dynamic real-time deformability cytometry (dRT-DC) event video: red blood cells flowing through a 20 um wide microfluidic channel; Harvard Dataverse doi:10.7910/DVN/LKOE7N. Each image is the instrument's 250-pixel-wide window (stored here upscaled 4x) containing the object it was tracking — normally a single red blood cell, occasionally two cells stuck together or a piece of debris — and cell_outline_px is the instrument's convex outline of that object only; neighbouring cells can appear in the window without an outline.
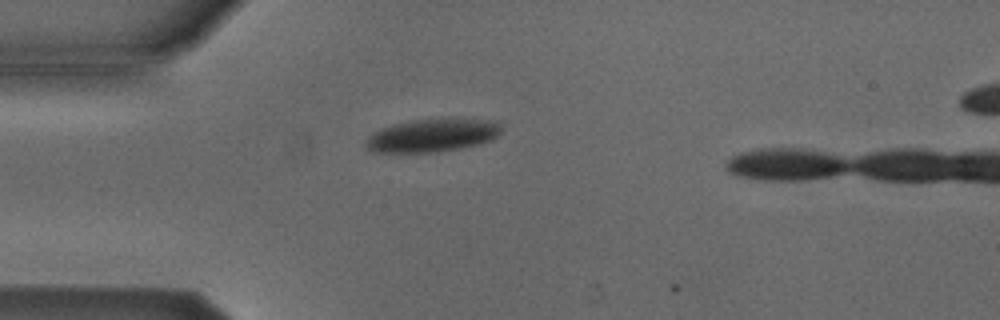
{"species": "Egyptian fruit bat (a non-hibernating species)", "species_latin": "Rousettus aegyptiacus", "temperature_condition": "cold", "stored_images_in_passage": 3, "camera_frame_rate_fps": 3000, "um_per_image_px": 0.085, "animal": {"sex": "male"}, "frame": {"image": 1, "passage_image": 2, "time_ms": 0.333, "image_size_px": [1000, 320], "cell_outline_px": [[500, 132], [492, 140], [480, 144], [460, 148], [436, 152], [372, 152], [364, 144], [364, 140], [372, 132], [380, 128], [392, 124], [416, 120], [496, 120], [500, 124]], "centroid_in_image_um": [36.69, 11.53], "position_along_channel_um": 48.3, "area_um2": 25.78}}